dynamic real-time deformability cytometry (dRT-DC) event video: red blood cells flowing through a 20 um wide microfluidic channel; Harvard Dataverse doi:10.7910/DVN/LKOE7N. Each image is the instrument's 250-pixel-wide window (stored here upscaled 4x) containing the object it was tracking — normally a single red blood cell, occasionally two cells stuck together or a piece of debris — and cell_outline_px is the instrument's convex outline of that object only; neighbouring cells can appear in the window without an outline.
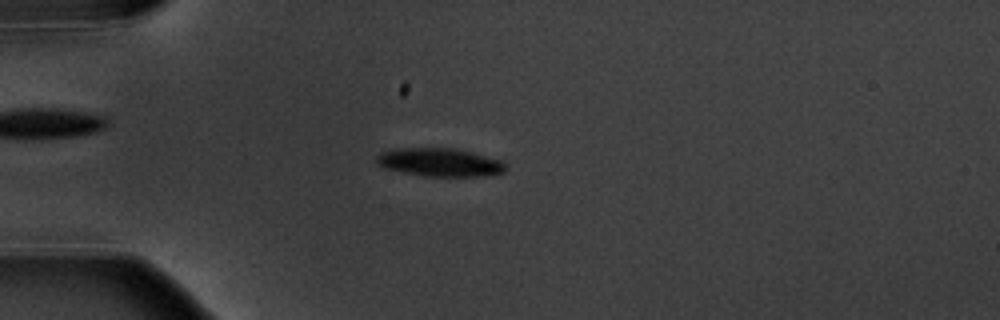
{"species": "common noctule bat (a hibernating species)", "species_latin": "Nyctalus noctula", "temperature_condition": "warm", "stored_images_in_passage": 4, "camera_frame_rate_fps": 3000, "um_per_image_px": 0.085, "animal": {"sex": "male", "body_mass_g": 20.1, "forearm_length_mm": 53.5}, "frame": {"image": 1, "passage_image": 4, "time_ms": 3.333, "image_size_px": [1000, 320], "cell_outline_px": [[504, 172], [484, 176], [424, 176], [384, 168], [376, 164], [376, 156], [380, 152], [392, 148], [452, 148], [472, 152], [500, 160], [504, 164]], "centroid_in_image_um": [37.31, 13.79], "position_along_channel_um": 47.7, "area_um2": 21.21}}